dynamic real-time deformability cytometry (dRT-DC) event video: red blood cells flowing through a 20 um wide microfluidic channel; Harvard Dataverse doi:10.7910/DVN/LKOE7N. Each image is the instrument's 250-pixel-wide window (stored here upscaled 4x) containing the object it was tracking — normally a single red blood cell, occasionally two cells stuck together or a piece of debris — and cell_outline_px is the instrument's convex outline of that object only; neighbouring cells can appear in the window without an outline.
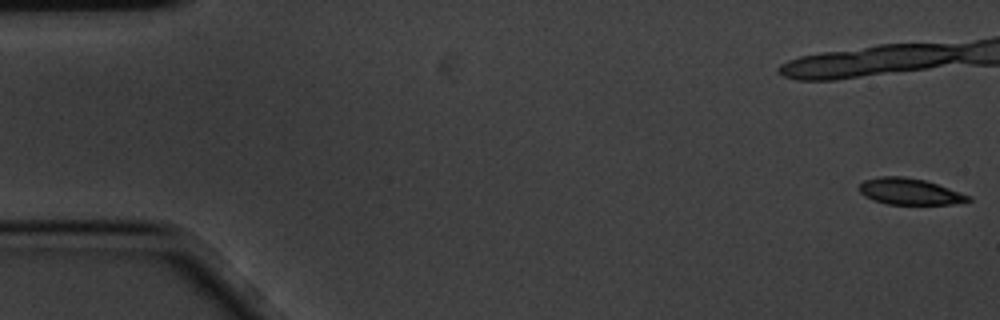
{"species": "common noctule bat (a hibernating species)", "species_latin": "Nyctalus noctula", "temperature_condition": "cold", "stored_images_in_passage": 4, "camera_frame_rate_fps": 3000, "um_per_image_px": 0.085, "animal": {"sex": "male", "body_mass_g": 20.1, "forearm_length_mm": 53.5}, "frame": {"image": 1, "passage_image": 1, "time_ms": 0.0, "image_size_px": [1000, 320], "cell_outline_px": [[972, 200], [952, 204], [888, 204], [872, 200], [864, 196], [856, 188], [864, 180], [880, 176], [904, 176], [924, 180], [972, 196]], "centroid_in_image_um": [77.28, 16.28], "position_along_channel_um": 7.7, "area_um2": 16.76}}
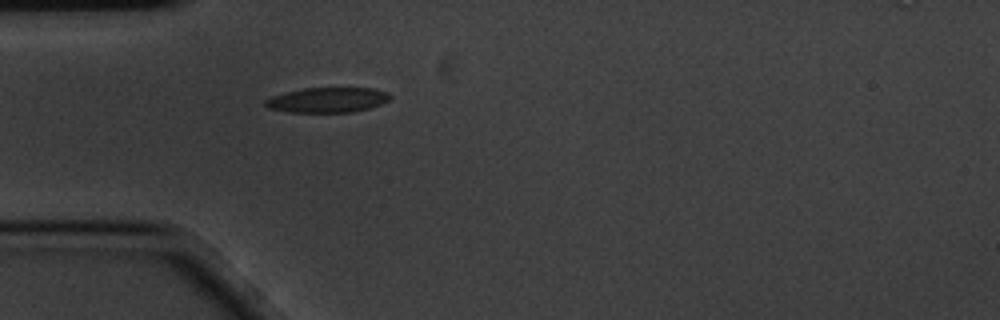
{"frame": {"image": 2, "passage_image": 4, "time_ms": 1.0, "image_size_px": [1000, 320], "cell_outline_px": [[392, 96], [388, 100], [380, 104], [368, 108], [352, 112], [288, 112], [268, 108], [264, 104], [264, 100], [272, 96], [284, 92], [300, 88], [372, 88], [388, 92]], "centroid_in_image_um": [27.8, 8.49], "position_along_channel_um": 57.2, "area_um2": 18.26}}